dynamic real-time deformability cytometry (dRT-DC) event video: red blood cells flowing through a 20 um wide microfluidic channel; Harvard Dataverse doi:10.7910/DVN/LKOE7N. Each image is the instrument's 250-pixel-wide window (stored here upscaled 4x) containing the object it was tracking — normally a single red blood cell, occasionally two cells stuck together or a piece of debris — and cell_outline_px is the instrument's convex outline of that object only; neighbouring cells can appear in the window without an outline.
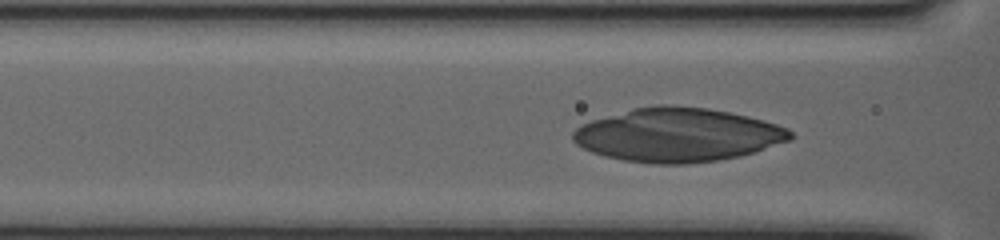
{"species": "human", "species_latin": "Homo sapiens", "temperature_condition": "warm", "stored_images_in_passage": 21, "segment_of_instrument_passage": [2, 2], "camera_frame_rate_fps": 3000, "um_per_image_px": 0.085, "donor": {"sex": "female"}, "frame": {"image": 1, "passage_image": 21, "time_ms": 6.667, "image_size_px": [1000, 240], "cell_outline_px": [[908, 176], [900, 180], [888, 184], [800, 184], [748, 180], [752, 172], [764, 168], [792, 164], [856, 160], [892, 168], [904, 172]], "centroid_in_image_um": [70.53, 14.76], "position_along_channel_um": 96.1, "area_um2": 20.69}}